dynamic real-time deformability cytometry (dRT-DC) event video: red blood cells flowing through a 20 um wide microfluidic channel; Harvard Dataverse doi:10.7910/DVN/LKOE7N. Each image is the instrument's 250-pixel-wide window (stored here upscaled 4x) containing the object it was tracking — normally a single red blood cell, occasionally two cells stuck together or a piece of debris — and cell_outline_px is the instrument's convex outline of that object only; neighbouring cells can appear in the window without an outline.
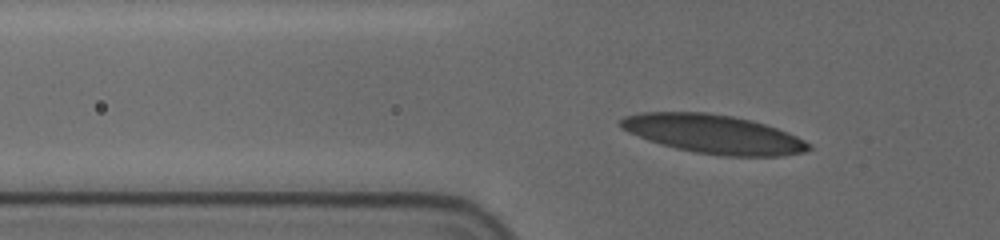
{"species": "human", "species_latin": "Homo sapiens", "temperature_condition": "cold", "stored_images_in_passage": 50, "camera_frame_rate_fps": 3000, "um_per_image_px": 0.085, "donor": {"sex": "female"}, "frame": {"image": 1, "passage_image": 13, "time_ms": 4.0, "image_size_px": [1000, 240], "cell_outline_px": [[812, 148], [804, 152], [780, 156], [724, 156], [696, 152], [676, 148], [660, 144], [648, 140], [628, 132], [620, 128], [620, 120], [624, 116], [640, 112], [704, 112], [732, 116], [752, 120], [788, 132], [812, 144]], "centroid_in_image_um": [60.64, 11.39], "position_along_channel_um": 65.2, "area_um2": 42.48}}
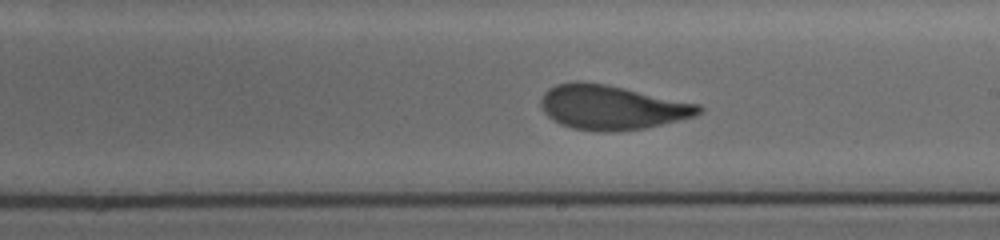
{"frame": {"image": 2, "passage_image": 28, "time_ms": 9.0, "image_size_px": [1000, 240], "cell_outline_px": [[704, 108], [700, 112], [692, 116], [644, 128], [620, 132], [604, 132], [572, 128], [560, 124], [552, 120], [544, 112], [540, 104], [540, 100], [544, 92], [548, 88], [556, 84], [572, 80], [580, 80], [604, 84], [624, 88], [700, 104]], "centroid_in_image_um": [51.93, 9.11], "position_along_channel_um": 237.1, "area_um2": 40.86}}
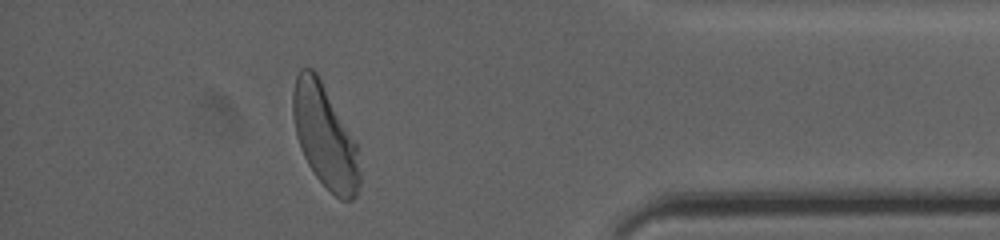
{"frame": {"image": 3, "passage_image": 44, "time_ms": 14.333, "image_size_px": [1000, 240], "cell_outline_px": [[360, 184], [356, 196], [352, 200], [340, 200], [312, 172], [300, 148], [296, 136], [292, 116], [292, 92], [296, 76], [300, 68], [312, 68], [316, 72], [356, 144], [360, 172]], "centroid_in_image_um": [27.58, 11.6], "position_along_channel_um": 407.6, "area_um2": 39.59}}